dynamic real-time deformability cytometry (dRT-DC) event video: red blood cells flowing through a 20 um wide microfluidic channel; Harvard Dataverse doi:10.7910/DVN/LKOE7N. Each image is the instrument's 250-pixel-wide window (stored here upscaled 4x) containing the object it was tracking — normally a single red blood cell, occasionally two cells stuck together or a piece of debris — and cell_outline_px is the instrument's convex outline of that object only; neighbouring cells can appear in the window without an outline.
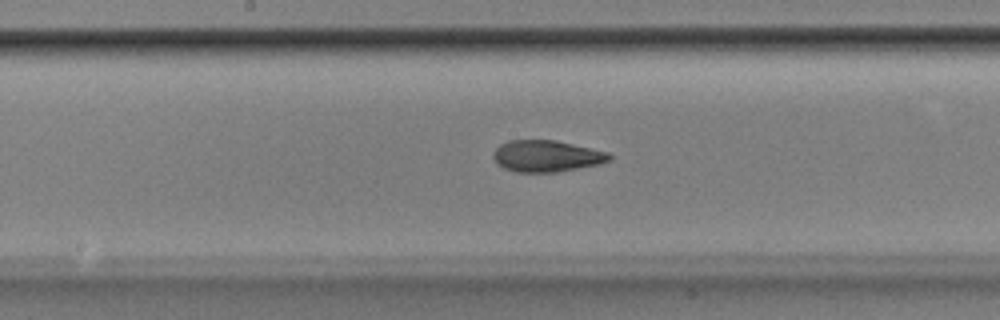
{"species": "Egyptian fruit bat (a non-hibernating species)", "species_latin": "Rousettus aegyptiacus", "temperature_condition": "room temperature", "stored_images_in_passage": 46, "camera_frame_rate_fps": 3000, "um_per_image_px": 0.085, "animal": {"sex": "male"}, "frame": {"image": 1, "passage_image": 27, "time_ms": 8.667, "image_size_px": [1000, 320], "cell_outline_px": [[612, 156], [608, 160], [600, 164], [556, 172], [516, 172], [504, 168], [496, 164], [492, 156], [492, 152], [500, 144], [508, 140], [556, 140], [608, 152]], "centroid_in_image_um": [46.41, 13.26], "position_along_channel_um": 201.8, "area_um2": 21.39}}
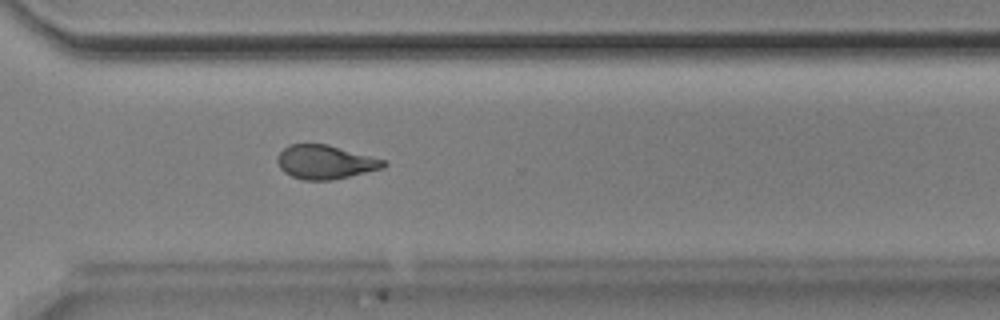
{"frame": {"image": 2, "passage_image": 38, "time_ms": 12.333, "image_size_px": [1000, 320], "cell_outline_px": [[388, 164], [384, 168], [332, 180], [304, 180], [292, 176], [284, 172], [280, 168], [276, 160], [280, 152], [288, 144], [328, 144], [388, 160]], "centroid_in_image_um": [27.68, 13.77], "position_along_channel_um": 342.9, "area_um2": 21.15}}
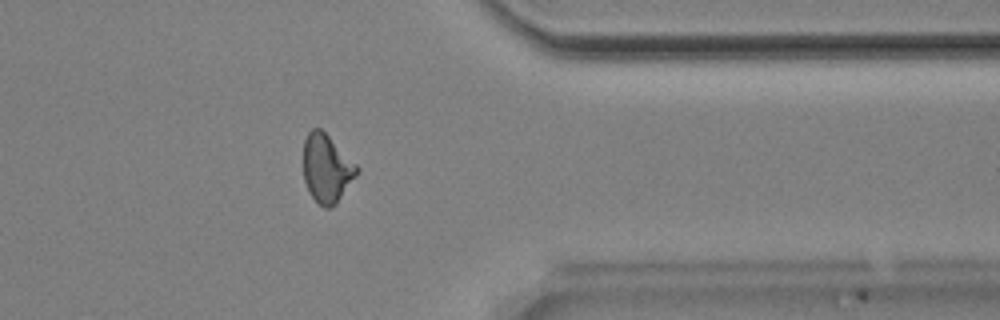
{"frame": {"image": 3, "passage_image": 42, "time_ms": 13.667, "image_size_px": [1000, 320], "cell_outline_px": [[360, 168], [356, 176], [336, 204], [328, 208], [324, 208], [308, 192], [304, 180], [304, 140], [308, 132], [312, 128], [320, 128]], "centroid_in_image_um": [27.76, 14.32], "position_along_channel_um": 383.6, "area_um2": 20.98}}